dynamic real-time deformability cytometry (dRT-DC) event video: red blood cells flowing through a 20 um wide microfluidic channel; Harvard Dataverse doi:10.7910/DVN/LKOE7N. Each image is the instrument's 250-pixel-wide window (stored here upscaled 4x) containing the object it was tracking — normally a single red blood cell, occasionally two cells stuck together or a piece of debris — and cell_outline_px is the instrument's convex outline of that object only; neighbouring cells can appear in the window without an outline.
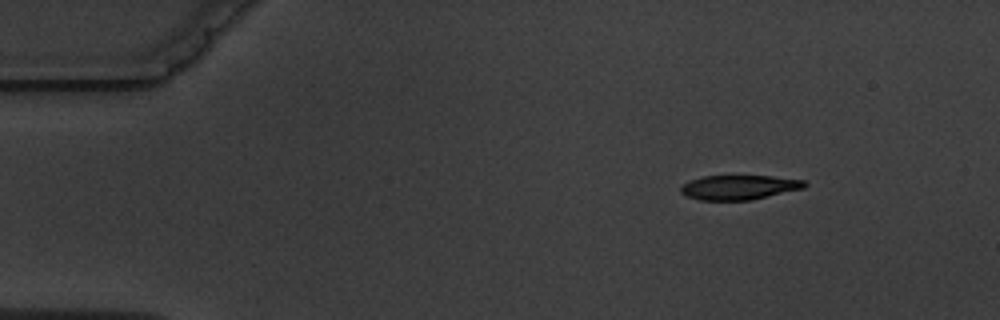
{"species": "common noctule bat (a hibernating species)", "species_latin": "Nyctalus noctula", "temperature_condition": "warm", "stored_images_in_passage": 3, "camera_frame_rate_fps": 3000, "um_per_image_px": 0.085, "animal": {"sex": "male", "body_mass_g": 19.5, "forearm_length_mm": 54.6}, "frame": {"image": 1, "passage_image": 1, "time_ms": 0.0, "image_size_px": [1000, 320], "cell_outline_px": [[808, 184], [804, 188], [752, 200], [700, 200], [684, 196], [680, 192], [680, 188], [688, 180], [704, 176], [772, 176], [804, 180]], "centroid_in_image_um": [62.8, 15.92], "position_along_channel_um": 22.2, "area_um2": 17.8}}
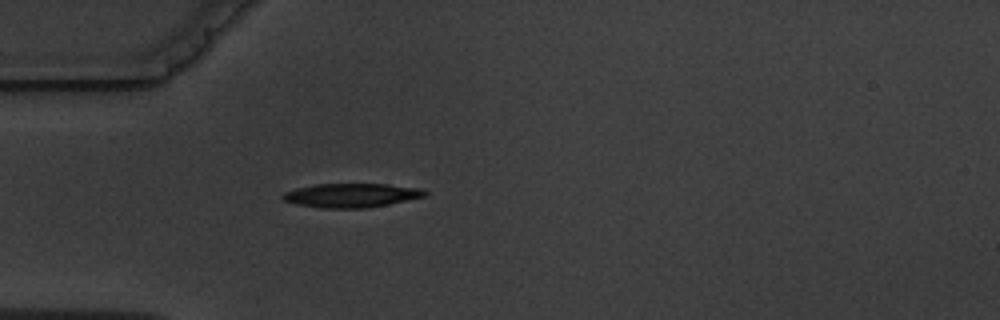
{"frame": {"image": 2, "passage_image": 3, "time_ms": 3.0, "image_size_px": [1000, 320], "cell_outline_px": [[428, 196], [368, 208], [320, 208], [296, 204], [284, 200], [280, 196], [284, 192], [296, 188], [316, 184], [388, 184], [424, 188], [428, 192]], "centroid_in_image_um": [29.91, 16.6], "position_along_channel_um": 55.1, "area_um2": 20.11}}